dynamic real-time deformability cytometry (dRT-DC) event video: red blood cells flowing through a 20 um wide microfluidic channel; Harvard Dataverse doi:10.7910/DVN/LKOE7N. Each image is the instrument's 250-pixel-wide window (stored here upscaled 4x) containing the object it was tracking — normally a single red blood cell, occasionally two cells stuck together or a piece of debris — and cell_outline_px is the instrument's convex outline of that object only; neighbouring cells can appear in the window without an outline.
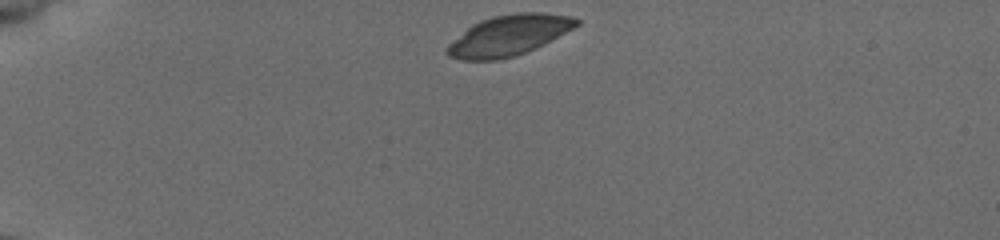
{"species": "common noctule bat (a hibernating species)", "species_latin": "Nyctalus noctula", "temperature_condition": "cold", "stored_images_in_passage": 41, "camera_frame_rate_fps": 3000, "um_per_image_px": 0.085, "animal": {"sex": "female", "body_mass_g": 19.5, "forearm_length_mm": 54.1}, "frame": {"image": 1, "passage_image": 1, "time_ms": 0.0, "image_size_px": [1000, 240], "cell_outline_px": [[580, 24], [544, 44], [536, 48], [512, 56], [496, 60], [464, 60], [448, 56], [444, 52], [444, 48], [448, 44], [472, 24], [480, 20], [492, 16], [516, 12], [544, 12], [572, 16], [580, 20]], "centroid_in_image_um": [43.23, 2.99], "position_along_channel_um": 41.8, "area_um2": 30.58}}
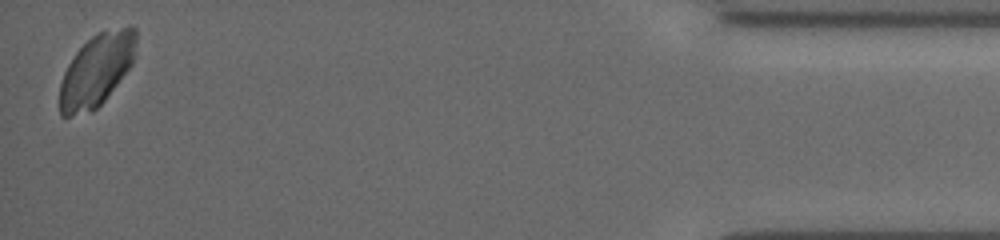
{"frame": {"image": 2, "passage_image": 41, "time_ms": 13.333, "image_size_px": [1000, 240], "cell_outline_px": [[136, 40], [132, 64], [104, 100], [92, 112], [72, 116], [60, 116], [60, 84], [64, 72], [68, 64], [76, 52], [92, 36], [100, 32], [120, 28], [136, 28]], "centroid_in_image_um": [8.18, 6.0], "position_along_channel_um": 427.0, "area_um2": 31.62}}